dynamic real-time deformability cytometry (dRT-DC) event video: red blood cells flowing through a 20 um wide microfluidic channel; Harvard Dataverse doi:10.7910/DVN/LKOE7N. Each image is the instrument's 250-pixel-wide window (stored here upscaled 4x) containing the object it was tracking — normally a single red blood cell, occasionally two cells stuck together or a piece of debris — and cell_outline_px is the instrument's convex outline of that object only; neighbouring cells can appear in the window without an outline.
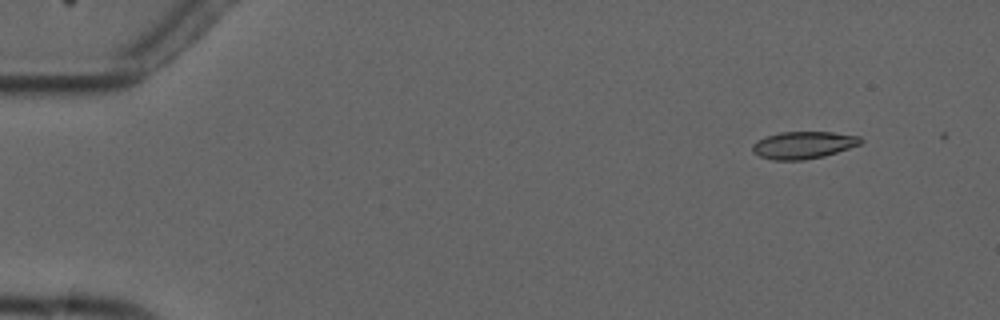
{"species": "common noctule bat (a hibernating species)", "species_latin": "Nyctalus noctula", "temperature_condition": "cold", "stored_images_in_passage": 4, "camera_frame_rate_fps": 3000, "um_per_image_px": 0.085, "animal": {"sex": "male", "forearm_length_mm": 52.5}, "frame": {"image": 1, "passage_image": 1, "time_ms": 0.0, "image_size_px": [1000, 320], "cell_outline_px": [[864, 140], [860, 144], [824, 156], [804, 160], [772, 160], [760, 156], [752, 152], [752, 144], [756, 140], [780, 132], [832, 132], [860, 136]], "centroid_in_image_um": [68.27, 12.33], "position_along_channel_um": 16.7, "area_um2": 17.17}}